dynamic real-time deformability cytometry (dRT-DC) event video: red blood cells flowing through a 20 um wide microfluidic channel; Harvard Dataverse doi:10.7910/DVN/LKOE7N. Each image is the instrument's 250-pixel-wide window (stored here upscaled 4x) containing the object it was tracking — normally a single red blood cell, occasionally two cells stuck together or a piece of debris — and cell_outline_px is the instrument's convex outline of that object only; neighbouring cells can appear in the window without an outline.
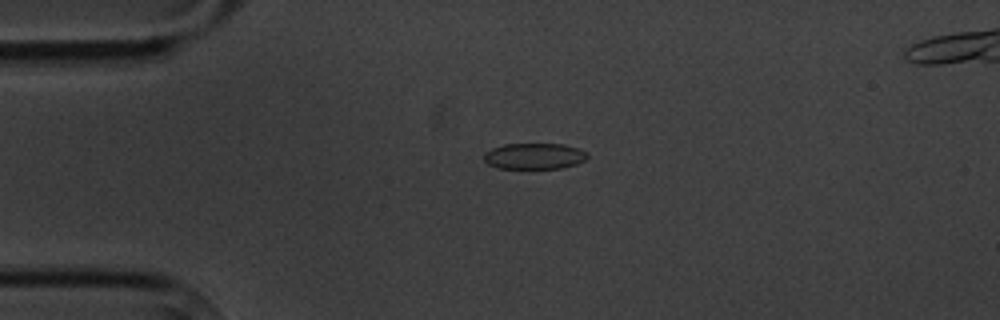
{"species": "common noctule bat (a hibernating species)", "species_latin": "Nyctalus noctula", "temperature_condition": "cold", "stored_images_in_passage": 6, "camera_frame_rate_fps": 3000, "um_per_image_px": 0.085, "animal": {"sex": "male", "body_mass_g": 20.1, "forearm_length_mm": 53.5}, "frame": {"image": 1, "passage_image": 3, "time_ms": 2.0, "image_size_px": [1000, 320], "cell_outline_px": [[588, 156], [584, 160], [576, 164], [560, 168], [496, 168], [488, 164], [484, 160], [484, 152], [492, 148], [504, 144], [564, 144], [580, 148], [588, 152]], "centroid_in_image_um": [45.42, 13.26], "position_along_channel_um": 39.6, "area_um2": 15.78}}
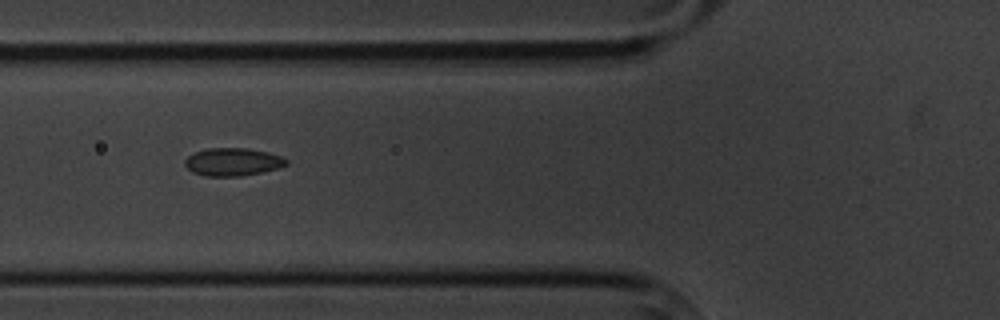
{"frame": {"image": 2, "passage_image": 5, "time_ms": 4.667, "image_size_px": [1000, 320], "cell_outline_px": [[288, 164], [280, 168], [240, 176], [204, 176], [192, 172], [184, 164], [184, 160], [188, 156], [196, 152], [208, 148], [248, 148], [268, 152], [280, 156], [288, 160]], "centroid_in_image_um": [19.79, 13.76], "position_along_channel_um": 106.0, "area_um2": 16.47}}
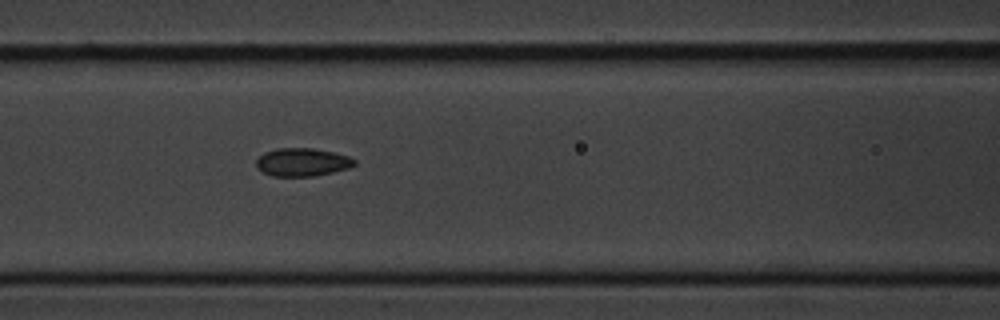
{"frame": {"image": 3, "passage_image": 6, "time_ms": 5.667, "image_size_px": [1000, 320], "cell_outline_px": [[356, 164], [348, 168], [332, 172], [312, 176], [272, 176], [256, 168], [256, 160], [264, 152], [276, 148], [312, 148], [332, 152], [348, 156], [356, 160]], "centroid_in_image_um": [25.67, 13.78], "position_along_channel_um": 140.9, "area_um2": 16.01}}